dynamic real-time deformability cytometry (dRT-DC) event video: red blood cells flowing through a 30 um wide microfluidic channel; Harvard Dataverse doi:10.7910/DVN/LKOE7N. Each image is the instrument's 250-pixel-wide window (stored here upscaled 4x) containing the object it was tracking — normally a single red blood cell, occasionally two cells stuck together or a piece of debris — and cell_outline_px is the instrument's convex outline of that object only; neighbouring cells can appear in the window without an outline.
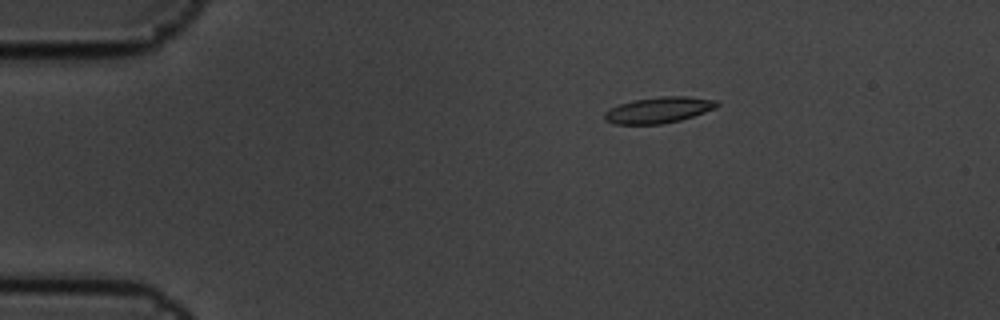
{"species": "common noctule bat (a hibernating species)", "species_latin": "Nyctalus noctula", "temperature_condition": "cold", "stored_images_in_passage": 6, "camera_frame_rate_fps": 3000, "um_per_image_px": 0.085, "animal": {"sex": "male", "body_mass_g": 19.5, "forearm_length_mm": 54.6}, "frame": {"image": 1, "passage_image": 4, "time_ms": 1.0, "image_size_px": [1000, 320], "cell_outline_px": [[720, 104], [716, 108], [680, 120], [660, 124], [612, 124], [604, 120], [604, 112], [620, 104], [632, 100], [660, 96], [688, 96], [716, 100]], "centroid_in_image_um": [55.98, 9.35], "position_along_channel_um": 29.0, "area_um2": 17.05}}